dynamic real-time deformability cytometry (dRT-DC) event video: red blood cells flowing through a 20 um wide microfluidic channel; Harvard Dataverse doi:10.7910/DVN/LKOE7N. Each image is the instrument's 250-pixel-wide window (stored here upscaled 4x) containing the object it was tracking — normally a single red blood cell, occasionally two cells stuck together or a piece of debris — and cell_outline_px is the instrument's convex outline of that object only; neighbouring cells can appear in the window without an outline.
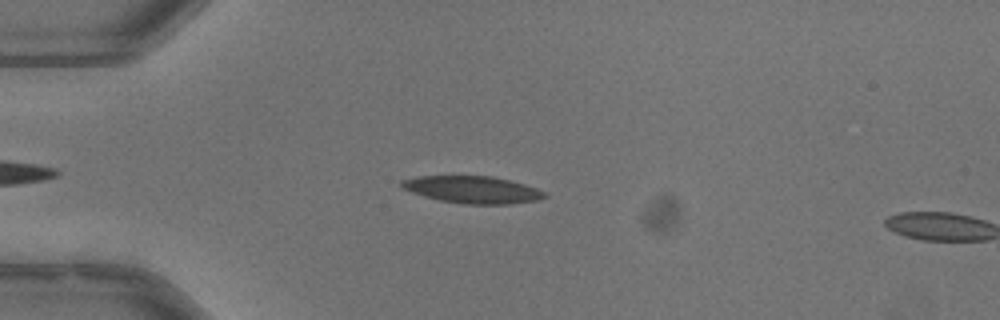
{"species": "common noctule bat (a hibernating species)", "species_latin": "Nyctalus noctula", "temperature_condition": "warm", "stored_images_in_passage": 41, "camera_frame_rate_fps": 3000, "um_per_image_px": 0.085, "animal": {"sex": "male", "body_mass_g": 13.3}, "frame": {"image": 1, "passage_image": 8, "time_ms": 2.333, "image_size_px": [1000, 320], "cell_outline_px": [[548, 196], [536, 200], [508, 204], [464, 204], [440, 200], [424, 196], [412, 192], [404, 188], [400, 184], [404, 180], [420, 176], [492, 176], [524, 184], [536, 188], [544, 192]], "centroid_in_image_um": [40.19, 16.12], "position_along_channel_um": 44.8, "area_um2": 22.25}}
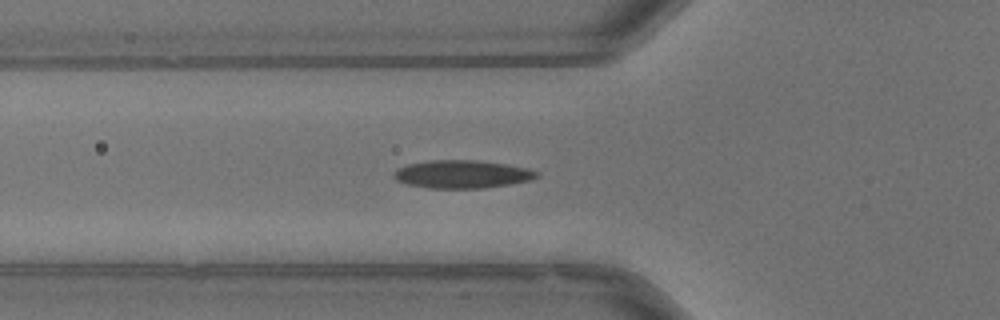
{"frame": {"image": 2, "passage_image": 13, "time_ms": 4.0, "image_size_px": [1000, 320], "cell_outline_px": [[540, 176], [528, 180], [508, 184], [484, 188], [428, 188], [408, 184], [396, 180], [392, 176], [400, 168], [408, 164], [432, 160], [476, 160], [504, 164], [528, 168], [540, 172]], "centroid_in_image_um": [39.3, 14.81], "position_along_channel_um": 86.5, "area_um2": 23.06}}
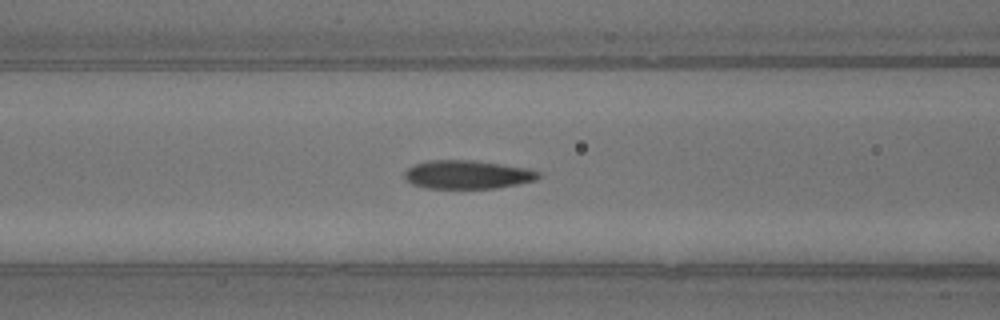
{"frame": {"image": 3, "passage_image": 16, "time_ms": 5.0, "image_size_px": [1000, 320], "cell_outline_px": [[540, 176], [536, 180], [496, 188], [424, 188], [412, 184], [404, 176], [404, 172], [408, 168], [416, 164], [428, 160], [476, 160], [528, 168], [540, 172]], "centroid_in_image_um": [39.73, 14.83], "position_along_channel_um": 126.9, "area_um2": 22.25}, "authors_computed_cell_mechanics": {"area_um2": 22.6576, "velocity_mm_per_s": 3.9519, "shape_relaxation_time_tau1_ms": 3.4619, "shape_relaxation_time_tau2_ms": 1.6747, "deformation_change_tau1": 0.131, "deformation_change_tau2": 0.0823}}